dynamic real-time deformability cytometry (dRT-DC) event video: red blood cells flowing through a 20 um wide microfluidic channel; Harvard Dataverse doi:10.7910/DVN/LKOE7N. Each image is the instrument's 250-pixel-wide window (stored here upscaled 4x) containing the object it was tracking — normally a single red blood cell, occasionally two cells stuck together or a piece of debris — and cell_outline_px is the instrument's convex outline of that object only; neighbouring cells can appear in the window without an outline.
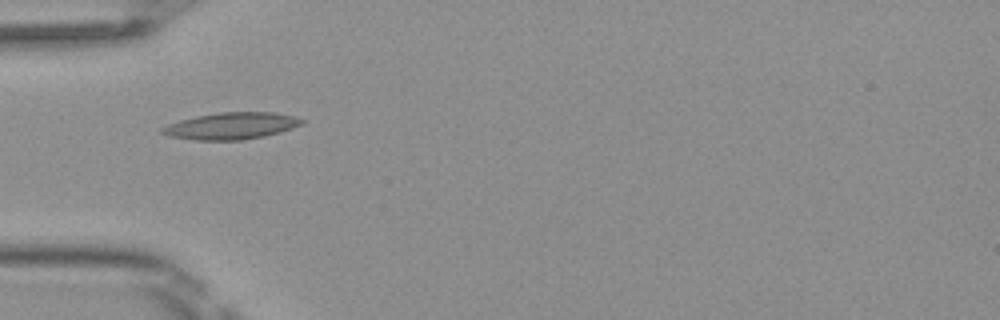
{"species": "Egyptian fruit bat (a non-hibernating species)", "species_latin": "Rousettus aegyptiacus", "temperature_condition": "room temperature", "stored_images_in_passage": 35, "camera_frame_rate_fps": 3000, "um_per_image_px": 0.085, "frame": {"image": 1, "passage_image": 1, "time_ms": 0.0, "image_size_px": [1000, 320], "cell_outline_px": [[308, 120], [304, 124], [280, 132], [264, 136], [240, 140], [196, 140], [168, 136], [160, 132], [160, 128], [168, 124], [180, 120], [196, 116], [220, 112], [276, 112], [296, 116]], "centroid_in_image_um": [19.71, 10.69], "position_along_channel_um": 65.3, "area_um2": 22.02}}
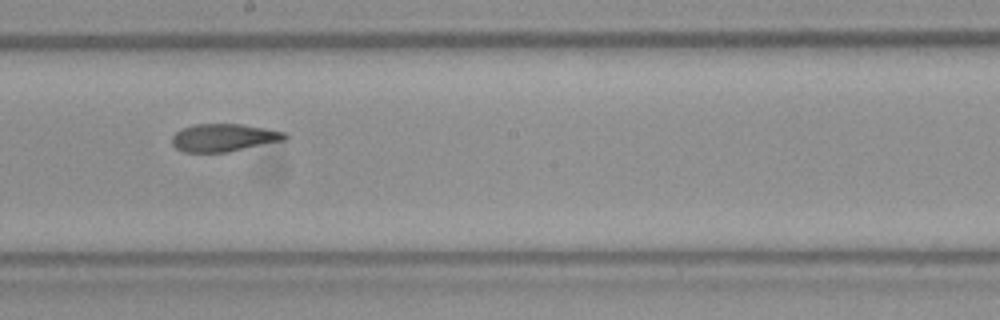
{"frame": {"image": 2, "passage_image": 13, "time_ms": 4.0, "image_size_px": [1000, 320], "cell_outline_px": [[288, 136], [284, 140], [228, 152], [184, 152], [176, 148], [172, 144], [172, 136], [180, 128], [196, 124], [244, 124], [284, 132]], "centroid_in_image_um": [18.99, 11.7], "position_along_channel_um": 229.2, "area_um2": 18.21}}
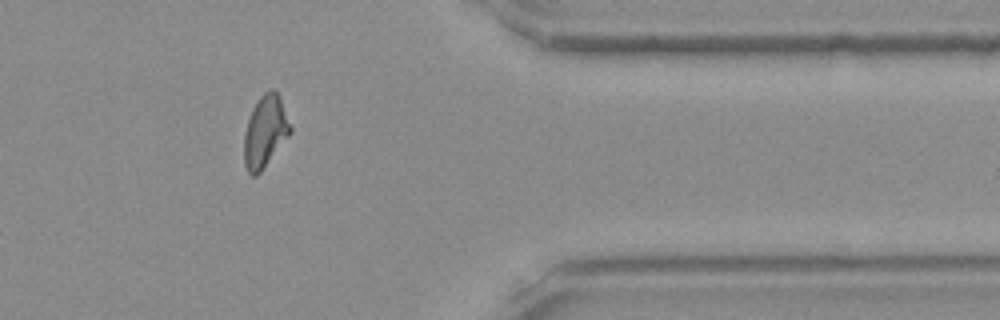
{"frame": {"image": 3, "passage_image": 26, "time_ms": 8.333, "image_size_px": [1000, 320], "cell_outline_px": [[292, 132], [260, 172], [256, 176], [252, 176], [248, 172], [244, 164], [244, 132], [252, 108], [260, 96], [264, 92], [272, 88], [280, 96], [292, 128]], "centroid_in_image_um": [22.54, 11.17], "position_along_channel_um": 388.9, "area_um2": 19.36}, "authors_computed_cell_mechanics": {"area_um2": 19.074, "velocity_mm_per_s": 4.097, "shape_relaxation_time_tau1_ms": null, "shape_relaxation_time_tau2_ms": 3.3024, "deformation_change_tau1": null, "deformation_change_tau2": 0.1125}}